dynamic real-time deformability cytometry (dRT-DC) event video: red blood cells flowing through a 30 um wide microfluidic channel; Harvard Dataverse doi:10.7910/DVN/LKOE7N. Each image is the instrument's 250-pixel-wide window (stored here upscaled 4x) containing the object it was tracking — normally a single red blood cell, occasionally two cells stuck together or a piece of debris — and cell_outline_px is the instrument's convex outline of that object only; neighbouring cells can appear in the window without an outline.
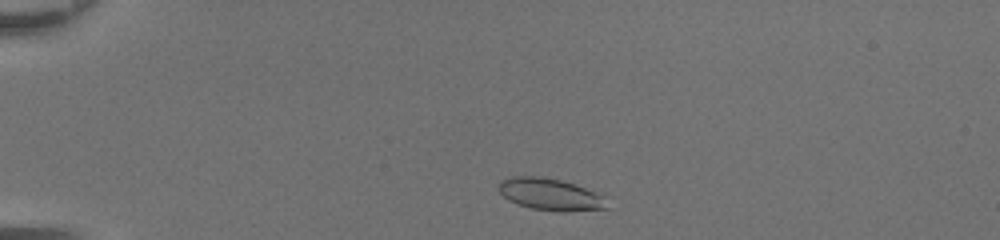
{"species": "common noctule bat (a hibernating species)", "species_latin": "Nyctalus noctula", "temperature_condition": "room temperature", "stored_images_in_passage": 39, "camera_frame_rate_fps": 3000, "um_per_image_px": 0.085, "animal": {"sex": "female", "body_mass_g": 20.0, "forearm_length_mm": 54.0}, "frame": {"image": 1, "passage_image": 3, "time_ms": 0.667, "image_size_px": [1000, 240], "cell_outline_px": [[608, 208], [568, 212], [560, 212], [532, 208], [508, 200], [496, 188], [500, 180], [512, 176], [544, 176], [560, 180], [604, 192]], "centroid_in_image_um": [46.83, 16.51], "position_along_channel_um": 38.2, "area_um2": 20.69}}
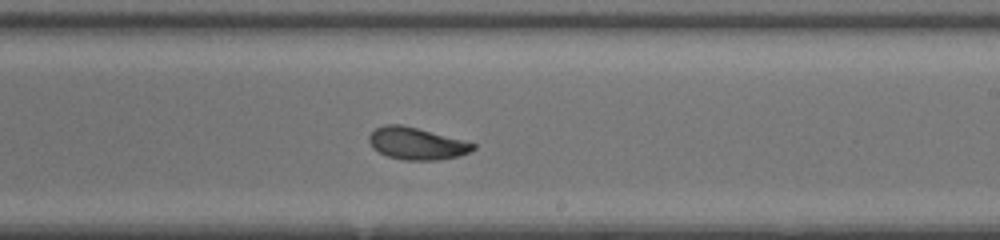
{"frame": {"image": 2, "passage_image": 22, "time_ms": 7.0, "image_size_px": [1000, 240], "cell_outline_px": [[476, 148], [460, 156], [436, 160], [404, 160], [388, 156], [372, 148], [368, 140], [368, 136], [376, 128], [384, 124], [400, 124], [464, 140], [476, 144]], "centroid_in_image_um": [35.4, 12.2], "position_along_channel_um": 253.6, "area_um2": 19.36}}
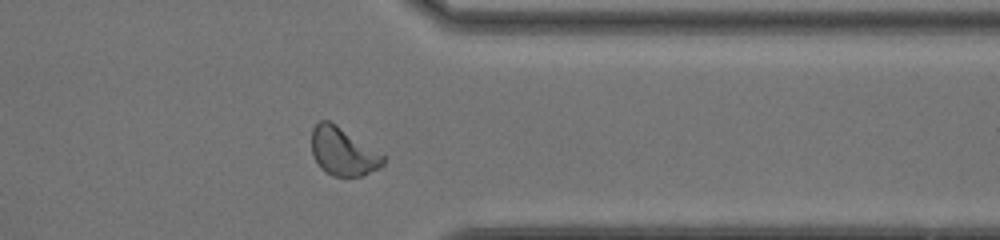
{"frame": {"image": 3, "passage_image": 31, "time_ms": 10.0, "image_size_px": [1000, 240], "cell_outline_px": [[388, 156], [384, 164], [380, 168], [360, 176], [332, 176], [324, 172], [320, 168], [312, 156], [312, 128], [320, 120], [328, 120], [336, 124]], "centroid_in_image_um": [29.18, 12.89], "position_along_channel_um": 382.2, "area_um2": 20.46}, "authors_computed_cell_mechanics": {"area_um2": 20.0566, "velocity_mm_per_s": 4.3675, "shape_relaxation_time_tau1_ms": 3.4565, "shape_relaxation_time_tau2_ms": 1.4359, "deformation_change_tau1": 0.1334, "deformation_change_tau2": 0.056}}